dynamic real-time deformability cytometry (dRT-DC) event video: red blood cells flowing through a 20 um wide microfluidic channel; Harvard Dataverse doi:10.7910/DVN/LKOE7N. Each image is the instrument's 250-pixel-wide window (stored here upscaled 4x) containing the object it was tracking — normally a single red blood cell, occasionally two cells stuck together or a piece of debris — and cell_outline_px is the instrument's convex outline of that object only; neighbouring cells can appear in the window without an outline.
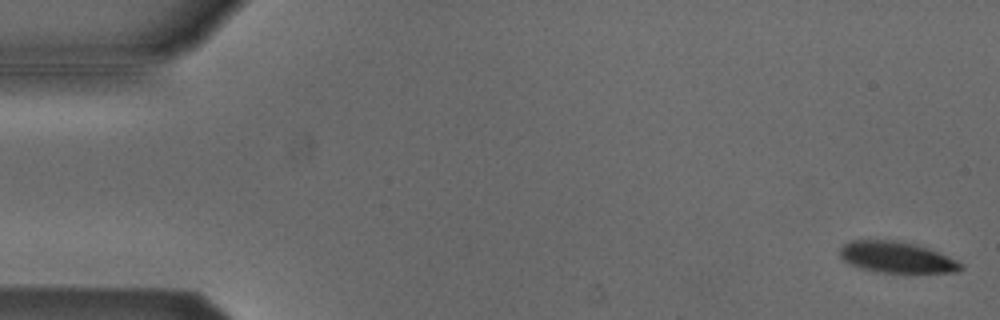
{"species": "Egyptian fruit bat (a non-hibernating species)", "species_latin": "Rousettus aegyptiacus", "temperature_condition": "cold", "stored_images_in_passage": 54, "camera_frame_rate_fps": 3000, "um_per_image_px": 0.085, "animal": {"sex": "male"}, "frame": {"image": 1, "passage_image": 1, "time_ms": 0.0, "image_size_px": [1000, 320], "cell_outline_px": [[964, 268], [956, 272], [880, 272], [860, 268], [848, 264], [840, 256], [840, 248], [844, 244], [852, 240], [896, 240], [916, 244], [940, 252], [964, 264]], "centroid_in_image_um": [76.22, 21.86], "position_along_channel_um": 8.8, "area_um2": 21.96}}
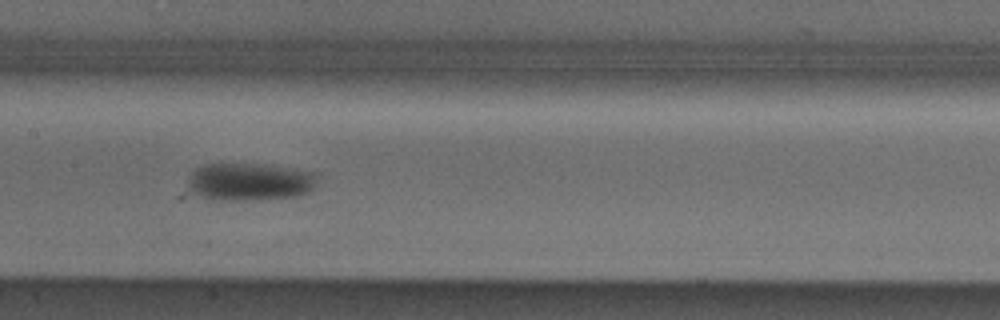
{"frame": {"image": 2, "passage_image": 26, "time_ms": 8.333, "image_size_px": [1000, 320], "cell_outline_px": [[320, 172], [312, 188], [308, 192], [300, 196], [252, 200], [212, 200], [200, 196], [192, 192], [188, 188], [188, 176], [196, 168], [204, 164], [256, 164]], "centroid_in_image_um": [21.21, 15.46], "position_along_channel_um": 186.2, "area_um2": 28.61}}
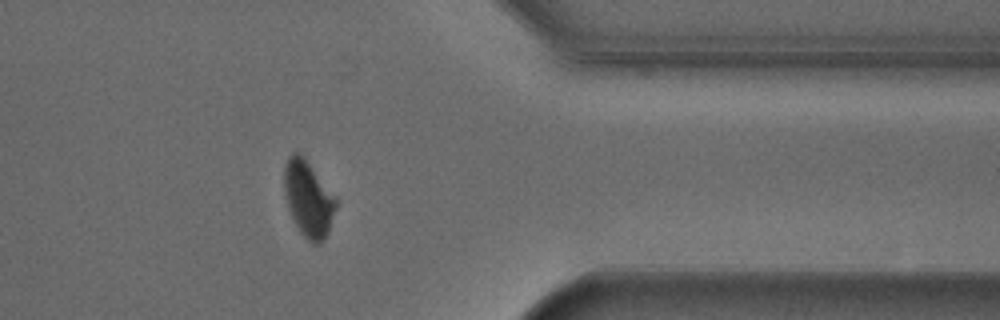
{"frame": {"image": 3, "passage_image": 43, "time_ms": 14.0, "image_size_px": [1000, 320], "cell_outline_px": [[336, 208], [328, 232], [324, 240], [320, 244], [312, 244], [300, 232], [288, 208], [284, 188], [284, 168], [288, 156], [292, 152], [300, 152], [304, 156], [336, 196]], "centroid_in_image_um": [26.21, 16.87], "position_along_channel_um": 385.2, "area_um2": 23.0}, "authors_computed_cell_mechanics": {"area_um2": 25.2586, "velocity_mm_per_s": 3.79, "shape_relaxation_time_tau1_ms": 2.5641, "shape_relaxation_time_tau2_ms": 5.3617, "deformation_change_tau1": 0.1281, "deformation_change_tau2": 0.068}}